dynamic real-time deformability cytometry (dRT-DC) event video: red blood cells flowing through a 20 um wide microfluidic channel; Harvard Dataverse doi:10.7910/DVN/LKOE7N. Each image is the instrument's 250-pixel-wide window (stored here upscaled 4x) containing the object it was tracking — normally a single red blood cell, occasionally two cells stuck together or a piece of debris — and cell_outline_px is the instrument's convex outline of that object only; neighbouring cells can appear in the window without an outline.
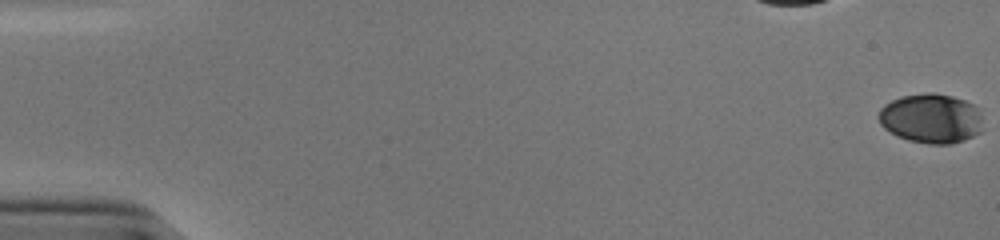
{"species": "human", "species_latin": "Homo sapiens", "temperature_condition": "cold", "stored_images_in_passage": 17, "camera_frame_rate_fps": 3000, "um_per_image_px": 0.085, "donor": {"sex": "male"}, "frame": {"image": 1, "passage_image": 1, "time_ms": 0.0, "image_size_px": [1000, 240], "cell_outline_px": [[980, 132], [964, 140], [952, 144], [928, 144], [908, 140], [896, 136], [884, 128], [880, 124], [876, 116], [880, 108], [884, 104], [900, 96], [928, 92], [932, 92], [952, 96], [976, 104], [980, 116]], "centroid_in_image_um": [79.09, 10.06], "position_along_channel_um": 5.9, "area_um2": 30.4}}